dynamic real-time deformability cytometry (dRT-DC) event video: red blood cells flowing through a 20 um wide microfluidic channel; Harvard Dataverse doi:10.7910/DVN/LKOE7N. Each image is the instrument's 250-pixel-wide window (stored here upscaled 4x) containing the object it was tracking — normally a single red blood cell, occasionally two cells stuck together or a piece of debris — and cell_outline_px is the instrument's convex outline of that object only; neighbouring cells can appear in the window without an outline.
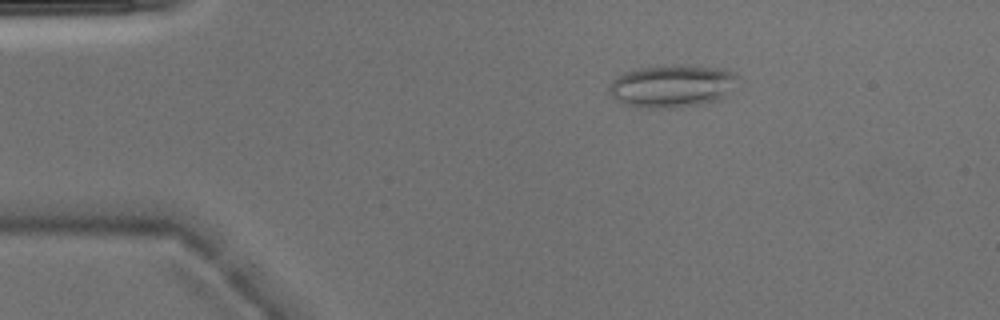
{"species": "Egyptian fruit bat (a non-hibernating species)", "species_latin": "Rousettus aegyptiacus", "temperature_condition": "warm", "stored_images_in_passage": 4, "camera_frame_rate_fps": 3000, "um_per_image_px": 0.085, "animal": {"sex": "male"}, "frame": {"image": 1, "passage_image": 2, "time_ms": 0.333, "image_size_px": [1000, 320], "cell_outline_px": [[740, 76], [724, 96], [720, 100], [704, 104], [676, 108], [636, 108], [620, 104], [608, 92], [608, 88], [612, 80], [624, 72], [636, 68], [680, 64], [724, 68]], "centroid_in_image_um": [57.08, 7.32], "position_along_channel_um": 27.9, "area_um2": 32.6}}